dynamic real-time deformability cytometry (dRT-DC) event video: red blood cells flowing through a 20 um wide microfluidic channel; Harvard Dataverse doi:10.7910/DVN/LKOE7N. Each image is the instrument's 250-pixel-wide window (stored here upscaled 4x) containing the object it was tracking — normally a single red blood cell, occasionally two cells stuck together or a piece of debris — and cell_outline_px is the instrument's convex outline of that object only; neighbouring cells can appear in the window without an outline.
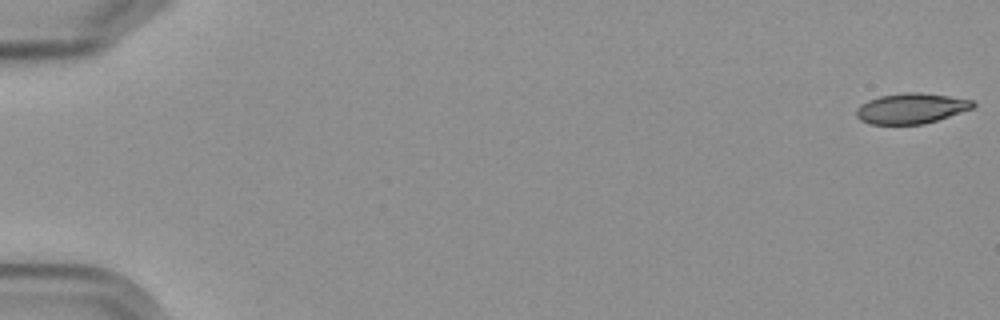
{"species": "Egyptian fruit bat (a non-hibernating species)", "species_latin": "Rousettus aegyptiacus", "temperature_condition": "cold", "stored_images_in_passage": 6, "camera_frame_rate_fps": 3000, "um_per_image_px": 0.085, "frame": {"image": 1, "passage_image": 1, "time_ms": 0.0, "image_size_px": [1000, 320], "cell_outline_px": [[976, 104], [972, 108], [924, 124], [868, 124], [860, 120], [856, 116], [856, 108], [860, 104], [868, 100], [880, 96], [904, 92], [920, 92], [948, 96], [972, 100]], "centroid_in_image_um": [77.4, 9.21], "position_along_channel_um": 7.6, "area_um2": 20.58}}